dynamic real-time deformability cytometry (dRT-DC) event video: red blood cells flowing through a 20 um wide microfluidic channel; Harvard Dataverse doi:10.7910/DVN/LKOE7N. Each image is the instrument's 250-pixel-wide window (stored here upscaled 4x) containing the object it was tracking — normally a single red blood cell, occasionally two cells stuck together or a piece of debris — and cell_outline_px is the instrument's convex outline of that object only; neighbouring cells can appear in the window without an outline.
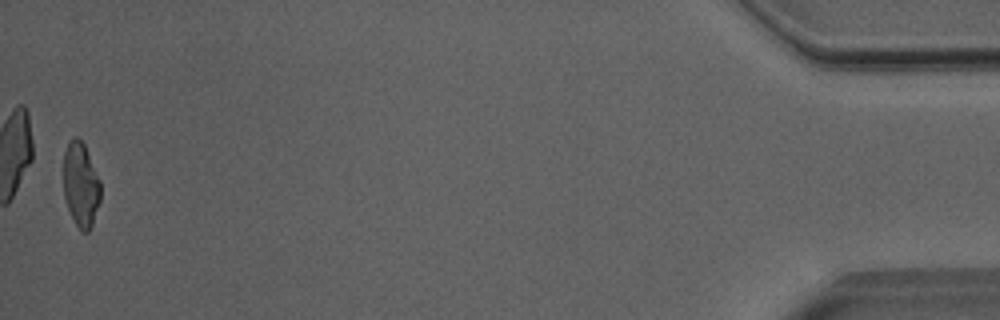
{"species": "Egyptian fruit bat (a non-hibernating species)", "species_latin": "Rousettus aegyptiacus", "temperature_condition": "room temperature", "stored_images_in_passage": 48, "camera_frame_rate_fps": 3000, "um_per_image_px": 0.085, "animal": {"sex": "male"}, "frame": {"image": 1, "passage_image": 48, "time_ms": 15.667, "image_size_px": [1000, 320], "cell_outline_px": [[100, 200], [92, 224], [88, 232], [80, 232], [68, 208], [64, 196], [64, 152], [72, 136], [76, 136], [84, 144], [100, 180]], "centroid_in_image_um": [6.87, 15.69], "position_along_channel_um": 428.3, "area_um2": 18.09}, "authors_computed_cell_mechanics": {"area_um2": 20.2878, "velocity_mm_per_s": 4.0533, "shape_relaxation_time_tau1_ms": null, "shape_relaxation_time_tau2_ms": 2.0106, "deformation_change_tau1": null, "deformation_change_tau2": 0.1111}}